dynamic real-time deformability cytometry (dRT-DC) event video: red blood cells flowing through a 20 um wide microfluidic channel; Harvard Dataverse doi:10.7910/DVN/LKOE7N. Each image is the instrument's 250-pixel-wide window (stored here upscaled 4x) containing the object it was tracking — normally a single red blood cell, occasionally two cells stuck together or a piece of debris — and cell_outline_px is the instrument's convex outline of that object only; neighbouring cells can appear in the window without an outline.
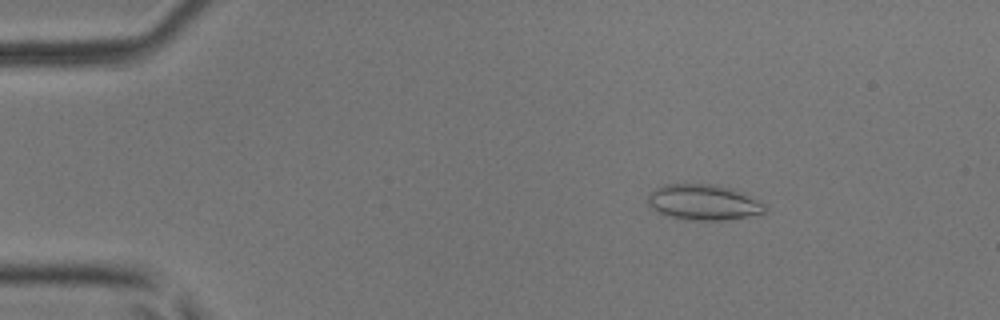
{"species": "common noctule bat (a hibernating species)", "species_latin": "Nyctalus noctula", "temperature_condition": "room temperature", "stored_images_in_passage": 50, "camera_frame_rate_fps": 3000, "um_per_image_px": 0.085, "animal": {"sex": "male", "body_mass_g": 17.9, "forearm_length_mm": 54.2}, "frame": {"image": 1, "passage_image": 8, "time_ms": 2.333, "image_size_px": [1000, 320], "cell_outline_px": [[764, 212], [724, 220], [696, 220], [672, 216], [660, 212], [652, 208], [648, 204], [648, 192], [664, 184], [716, 184], [732, 188], [744, 192], [760, 200], [764, 204]], "centroid_in_image_um": [59.79, 17.16], "position_along_channel_um": 25.2, "area_um2": 24.04}}
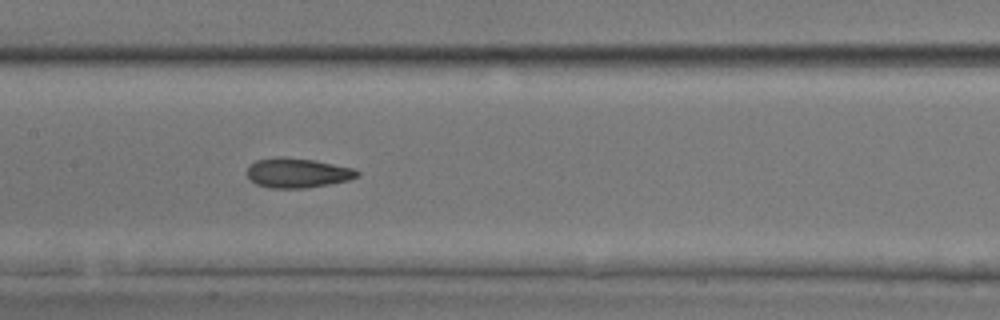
{"frame": {"image": 2, "passage_image": 25, "time_ms": 8.0, "image_size_px": [1000, 320], "cell_outline_px": [[360, 176], [348, 180], [328, 184], [304, 188], [268, 188], [256, 184], [248, 176], [248, 168], [256, 160], [280, 156], [316, 160], [352, 168], [360, 172]], "centroid_in_image_um": [25.3, 14.69], "position_along_channel_um": 182.1, "area_um2": 18.96}}
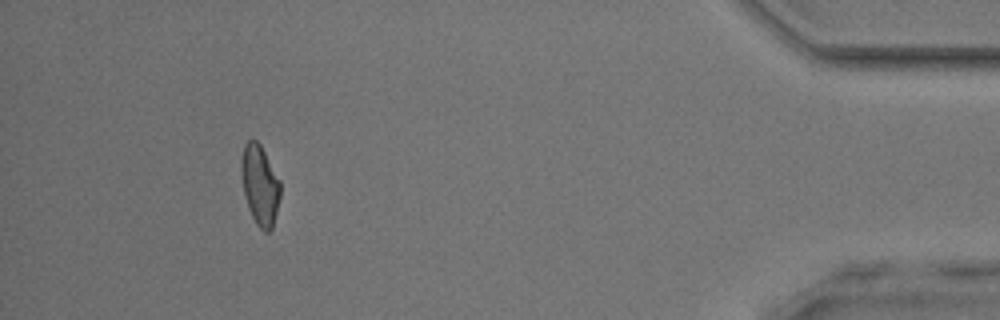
{"frame": {"image": 3, "passage_image": 46, "time_ms": 15.0, "image_size_px": [1000, 320], "cell_outline_px": [[280, 196], [272, 228], [268, 232], [264, 232], [256, 224], [248, 208], [244, 196], [240, 168], [240, 160], [244, 144], [248, 140], [256, 140], [260, 144], [280, 180]], "centroid_in_image_um": [22.07, 15.72], "position_along_channel_um": 413.1, "area_um2": 18.26}, "authors_computed_cell_mechanics": {"area_um2": 18.9006, "velocity_mm_per_s": 4.1613, "shape_relaxation_time_tau1_ms": null, "shape_relaxation_time_tau2_ms": 2.7049, "deformation_change_tau1": null, "deformation_change_tau2": 0.0919}}